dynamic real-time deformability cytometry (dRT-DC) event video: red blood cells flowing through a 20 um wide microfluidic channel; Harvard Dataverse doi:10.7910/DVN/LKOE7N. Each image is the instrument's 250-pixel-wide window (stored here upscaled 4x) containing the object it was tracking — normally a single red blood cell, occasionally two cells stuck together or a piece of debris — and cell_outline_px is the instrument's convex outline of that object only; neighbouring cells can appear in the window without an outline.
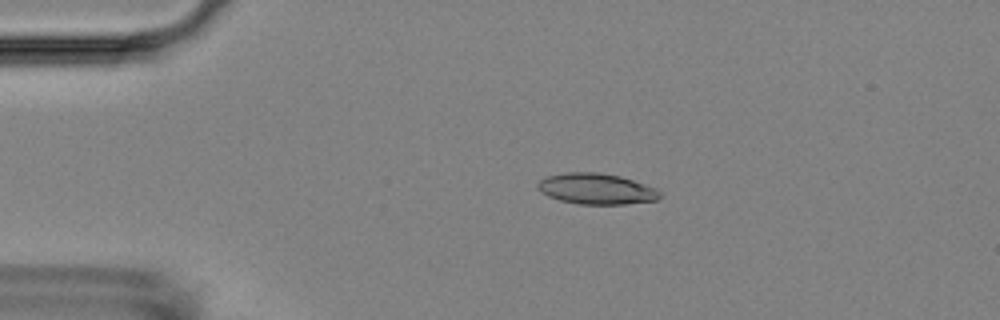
{"species": "Egyptian fruit bat (a non-hibernating species)", "species_latin": "Rousettus aegyptiacus", "temperature_condition": "room temperature", "stored_images_in_passage": 6, "camera_frame_rate_fps": 3000, "um_per_image_px": 0.085, "animal": {"sex": "female"}, "frame": {"image": 1, "passage_image": 4, "time_ms": 3.333, "image_size_px": [1000, 320], "cell_outline_px": [[664, 192], [656, 200], [624, 204], [580, 204], [560, 200], [548, 196], [540, 192], [536, 188], [536, 184], [540, 180], [548, 176], [564, 172], [600, 172], [620, 176], [660, 188]], "centroid_in_image_um": [50.72, 16.04], "position_along_channel_um": 34.3, "area_um2": 22.31}}
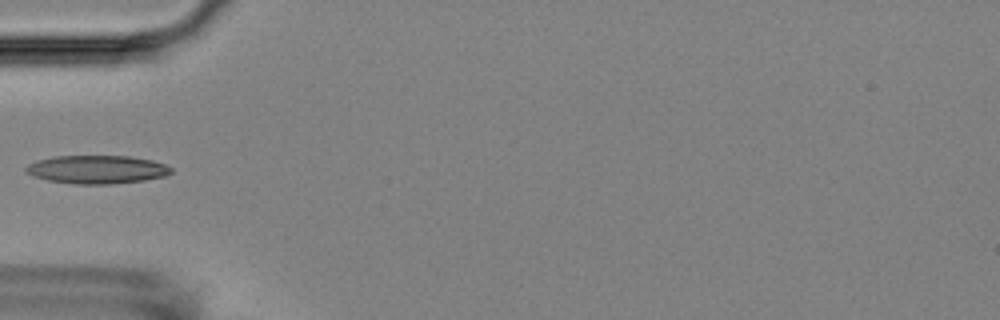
{"frame": {"image": 2, "passage_image": 6, "time_ms": 5.667, "image_size_px": [1000, 320], "cell_outline_px": [[172, 172], [164, 176], [144, 180], [112, 184], [72, 184], [48, 180], [32, 176], [24, 172], [24, 168], [28, 164], [36, 160], [52, 156], [128, 156], [152, 160], [164, 164], [172, 168]], "centroid_in_image_um": [8.18, 14.4], "position_along_channel_um": 76.8, "area_um2": 24.1}}